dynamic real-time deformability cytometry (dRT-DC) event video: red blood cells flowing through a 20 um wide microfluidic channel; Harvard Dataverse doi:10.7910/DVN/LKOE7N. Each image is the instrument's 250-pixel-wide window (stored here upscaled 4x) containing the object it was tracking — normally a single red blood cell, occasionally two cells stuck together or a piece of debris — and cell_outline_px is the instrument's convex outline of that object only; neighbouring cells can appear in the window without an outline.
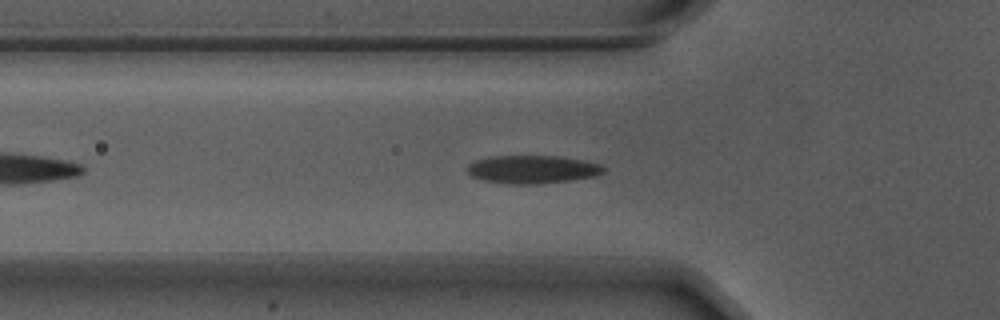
{"species": "Egyptian fruit bat (a non-hibernating species)", "species_latin": "Rousettus aegyptiacus", "temperature_condition": "warm", "stored_images_in_passage": 46, "camera_frame_rate_fps": 3000, "um_per_image_px": 0.085, "animal": {"sex": "male"}, "frame": {"image": 1, "passage_image": 8, "time_ms": 2.333, "image_size_px": [1000, 320], "cell_outline_px": [[604, 172], [596, 176], [540, 184], [516, 184], [484, 180], [472, 176], [468, 172], [468, 164], [476, 160], [492, 156], [556, 156], [580, 160], [600, 164], [604, 168]], "centroid_in_image_um": [45.25, 14.39], "position_along_channel_um": 80.5, "area_um2": 21.96}}
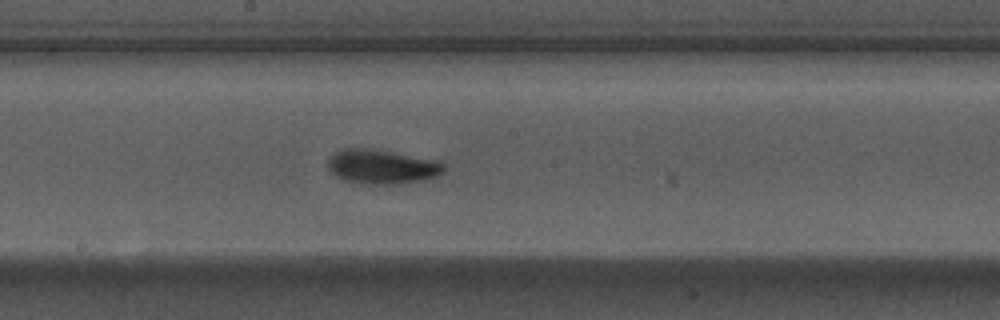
{"frame": {"image": 2, "passage_image": 19, "time_ms": 6.0, "image_size_px": [1000, 320], "cell_outline_px": [[444, 172], [436, 176], [424, 180], [400, 184], [360, 184], [344, 180], [336, 176], [328, 168], [328, 160], [340, 148], [368, 148], [392, 152], [436, 160], [444, 164]], "centroid_in_image_um": [32.45, 14.18], "position_along_channel_um": 215.7, "area_um2": 23.24}}
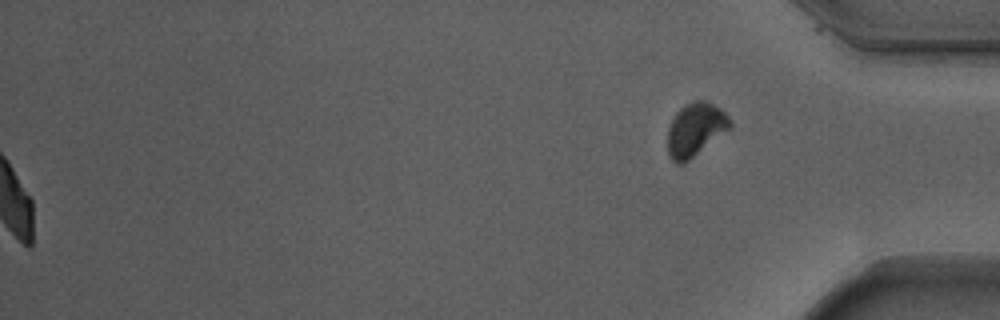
{"frame": {"image": 3, "passage_image": 46, "time_ms": 15.0, "image_size_px": [1000, 320], "cell_outline_px": [[732, 128], [684, 164], [676, 164], [668, 156], [668, 128], [676, 112], [684, 104], [696, 100], [704, 100], [720, 108], [732, 120]], "centroid_in_image_um": [59.12, 11.02], "position_along_channel_um": 376.1, "area_um2": 19.65}, "authors_computed_cell_mechanics": {"area_um2": 21.9351, "velocity_mm_per_s": 3.6841, "shape_relaxation_time_tau1_ms": 2.5771, "shape_relaxation_time_tau2_ms": 1.1272, "deformation_change_tau1": 0.125, "deformation_change_tau2": 0.0558}}